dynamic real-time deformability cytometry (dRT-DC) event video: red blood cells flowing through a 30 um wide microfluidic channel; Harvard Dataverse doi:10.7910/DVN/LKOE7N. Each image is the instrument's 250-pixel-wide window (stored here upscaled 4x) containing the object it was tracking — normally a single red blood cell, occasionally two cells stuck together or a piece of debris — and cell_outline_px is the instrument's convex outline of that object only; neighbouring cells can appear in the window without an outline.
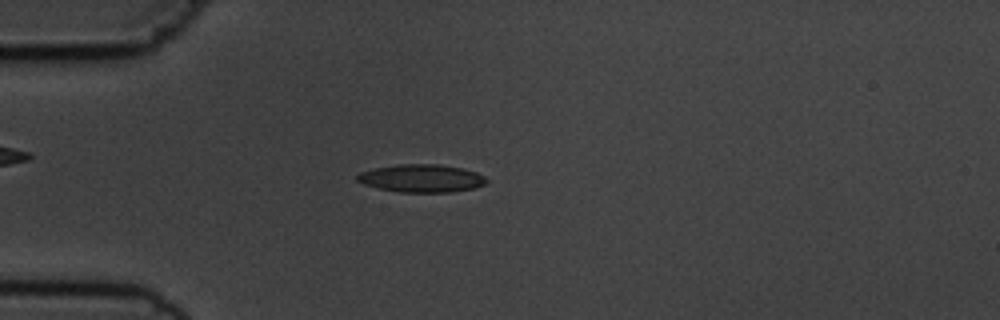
{"species": "common noctule bat (a hibernating species)", "species_latin": "Nyctalus noctula", "temperature_condition": "cold", "stored_images_in_passage": 4, "camera_frame_rate_fps": 3000, "um_per_image_px": 0.085, "animal": {"sex": "male", "body_mass_g": 19.5, "forearm_length_mm": 54.6}, "frame": {"image": 1, "passage_image": 3, "time_ms": 3.333, "image_size_px": [1000, 320], "cell_outline_px": [[488, 180], [484, 184], [476, 188], [452, 192], [400, 192], [380, 188], [364, 184], [356, 180], [356, 176], [360, 172], [376, 168], [400, 164], [440, 164], [460, 168], [476, 172], [484, 176]], "centroid_in_image_um": [35.85, 15.16], "position_along_channel_um": 49.1, "area_um2": 20.87}}